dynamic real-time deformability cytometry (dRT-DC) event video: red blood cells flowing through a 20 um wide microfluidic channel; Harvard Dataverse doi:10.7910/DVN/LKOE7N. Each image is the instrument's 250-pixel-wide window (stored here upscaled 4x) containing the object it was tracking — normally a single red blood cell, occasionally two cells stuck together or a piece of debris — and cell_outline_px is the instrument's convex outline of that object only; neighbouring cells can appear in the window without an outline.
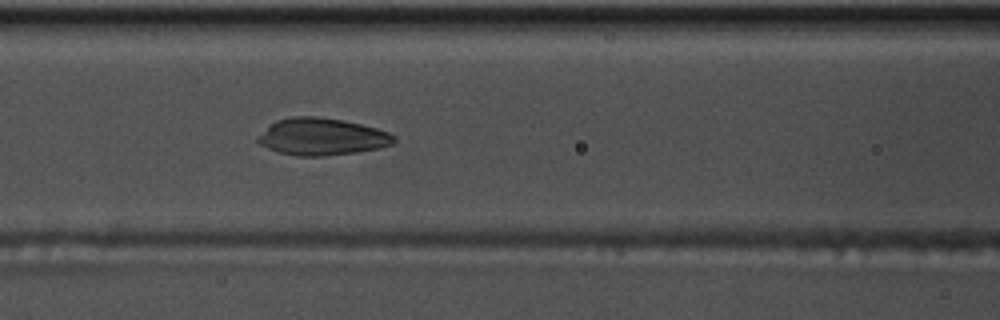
{"species": "common noctule bat (a hibernating species)", "species_latin": "Nyctalus noctula", "temperature_condition": "warm", "stored_images_in_passage": 54, "camera_frame_rate_fps": 3000, "um_per_image_px": 0.085, "animal": {"sex": "male", "body_mass_g": 17.5, "forearm_length_mm": 52.3}, "frame": {"image": 1, "passage_image": 23, "time_ms": 7.333, "image_size_px": [1000, 320], "cell_outline_px": [[396, 140], [392, 144], [380, 148], [356, 152], [324, 156], [296, 156], [280, 152], [268, 148], [260, 144], [256, 140], [256, 136], [276, 120], [292, 116], [316, 116], [340, 120], [360, 124], [376, 128], [388, 132], [396, 136]], "centroid_in_image_um": [27.35, 11.62], "position_along_channel_um": 139.3, "area_um2": 29.36}}
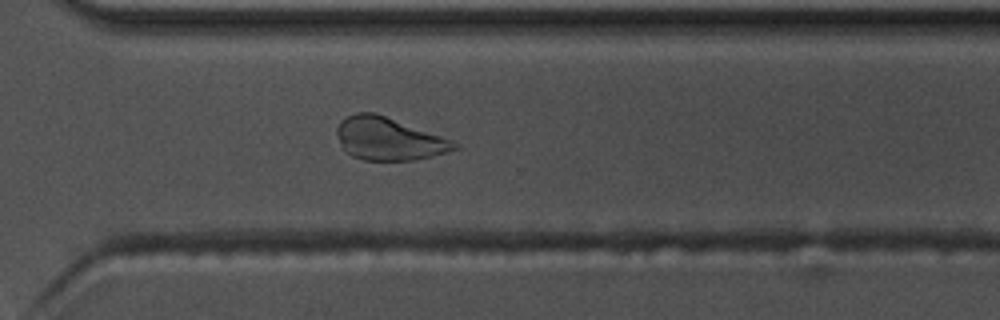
{"frame": {"image": 2, "passage_image": 39, "time_ms": 12.667, "image_size_px": [1000, 320], "cell_outline_px": [[460, 148], [448, 152], [416, 160], [364, 160], [352, 156], [344, 148], [336, 132], [336, 128], [340, 120], [356, 112], [372, 112], [384, 116], [452, 140], [460, 144]], "centroid_in_image_um": [33.05, 11.81], "position_along_channel_um": 337.5, "area_um2": 28.84}}
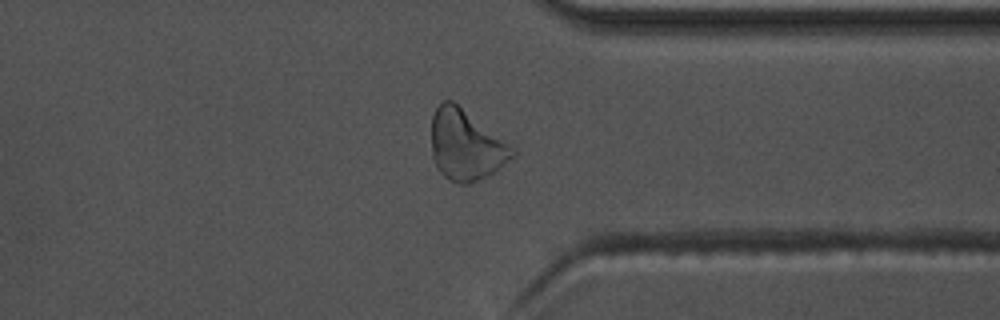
{"frame": {"image": 3, "passage_image": 42, "time_ms": 13.667, "image_size_px": [1000, 320], "cell_outline_px": [[516, 156], [492, 172], [468, 184], [460, 184], [444, 176], [436, 168], [432, 156], [432, 116], [436, 108], [444, 100], [452, 100], [516, 148]], "centroid_in_image_um": [39.6, 12.32], "position_along_channel_um": 371.8, "area_um2": 33.0}, "authors_computed_cell_mechanics": {"area_um2": 29.8248, "velocity_mm_per_s": 3.7292, "shape_relaxation_time_tau1_ms": 3.9445, "shape_relaxation_time_tau2_ms": 2.0612, "deformation_change_tau1": 0.1395, "deformation_change_tau2": 0.097}}